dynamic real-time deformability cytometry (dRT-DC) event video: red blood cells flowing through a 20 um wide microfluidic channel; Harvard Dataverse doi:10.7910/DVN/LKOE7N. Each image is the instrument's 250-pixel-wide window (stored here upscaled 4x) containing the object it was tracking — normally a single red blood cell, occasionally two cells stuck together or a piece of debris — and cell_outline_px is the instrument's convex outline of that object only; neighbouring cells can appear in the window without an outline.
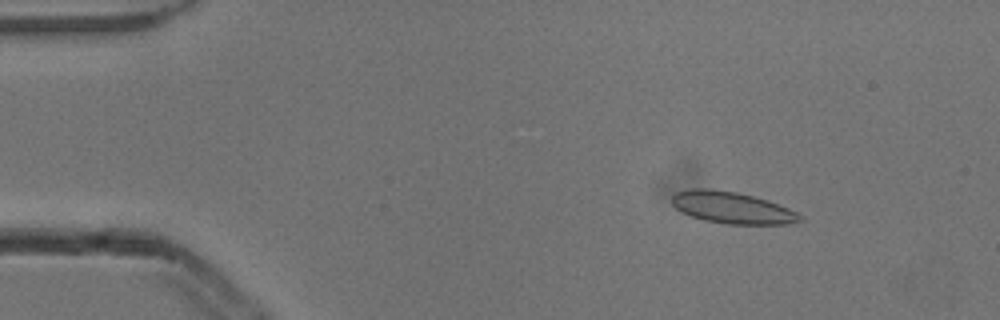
{"species": "common noctule bat (a hibernating species)", "species_latin": "Nyctalus noctula", "temperature_condition": "cold", "stored_images_in_passage": 4, "camera_frame_rate_fps": 3000, "um_per_image_px": 0.085, "animal": {"sex": "male", "body_mass_g": 13.3}, "frame": {"image": 1, "passage_image": 2, "time_ms": 0.333, "image_size_px": [1000, 320], "cell_outline_px": [[804, 220], [788, 224], [728, 224], [704, 220], [680, 212], [672, 204], [672, 196], [676, 192], [692, 188], [712, 188], [736, 192], [768, 200], [788, 208], [804, 216]], "centroid_in_image_um": [62.23, 17.65], "position_along_channel_um": 22.8, "area_um2": 23.76}}